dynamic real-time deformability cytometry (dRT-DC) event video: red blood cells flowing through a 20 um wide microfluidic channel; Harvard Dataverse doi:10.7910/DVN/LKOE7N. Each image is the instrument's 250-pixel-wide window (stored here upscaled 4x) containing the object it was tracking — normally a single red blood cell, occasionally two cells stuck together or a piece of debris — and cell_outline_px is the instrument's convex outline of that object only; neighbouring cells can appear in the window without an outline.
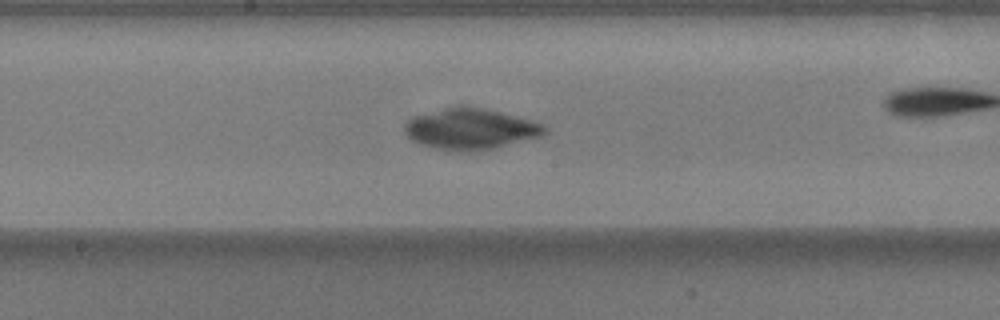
{"species": "common noctule bat (a hibernating species)", "species_latin": "Nyctalus noctula", "temperature_condition": "warm", "stored_images_in_passage": 31, "camera_frame_rate_fps": 3000, "um_per_image_px": 0.085, "animal": {"sex": "male", "body_mass_g": 17.9}, "frame": {"image": 1, "passage_image": 18, "time_ms": 5.667, "image_size_px": [1000, 320], "cell_outline_px": [[548, 132], [544, 136], [492, 148], [468, 152], [432, 148], [420, 144], [412, 140], [404, 132], [404, 124], [412, 116], [456, 104], [460, 104], [484, 108], [532, 120], [548, 128]], "centroid_in_image_um": [39.97, 10.94], "position_along_channel_um": 208.2, "area_um2": 33.81}}
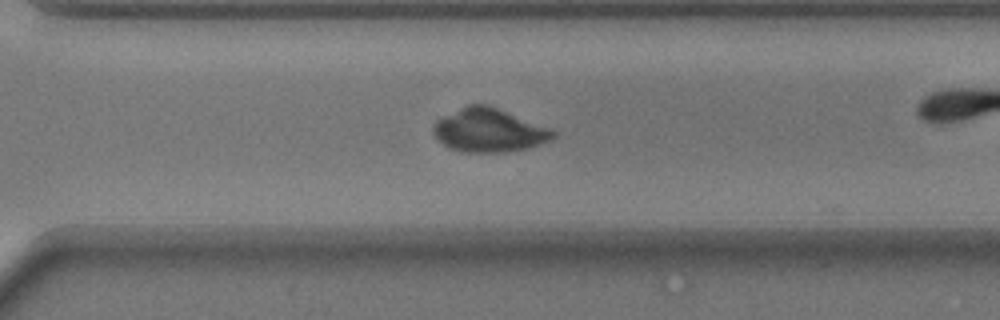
{"frame": {"image": 2, "passage_image": 27, "time_ms": 8.667, "image_size_px": [1000, 320], "cell_outline_px": [[556, 136], [540, 144], [528, 148], [508, 152], [464, 152], [448, 148], [432, 132], [432, 128], [436, 120], [468, 104], [488, 104], [552, 128], [556, 132]], "centroid_in_image_um": [41.59, 11.07], "position_along_channel_um": 329.0, "area_um2": 30.46}}